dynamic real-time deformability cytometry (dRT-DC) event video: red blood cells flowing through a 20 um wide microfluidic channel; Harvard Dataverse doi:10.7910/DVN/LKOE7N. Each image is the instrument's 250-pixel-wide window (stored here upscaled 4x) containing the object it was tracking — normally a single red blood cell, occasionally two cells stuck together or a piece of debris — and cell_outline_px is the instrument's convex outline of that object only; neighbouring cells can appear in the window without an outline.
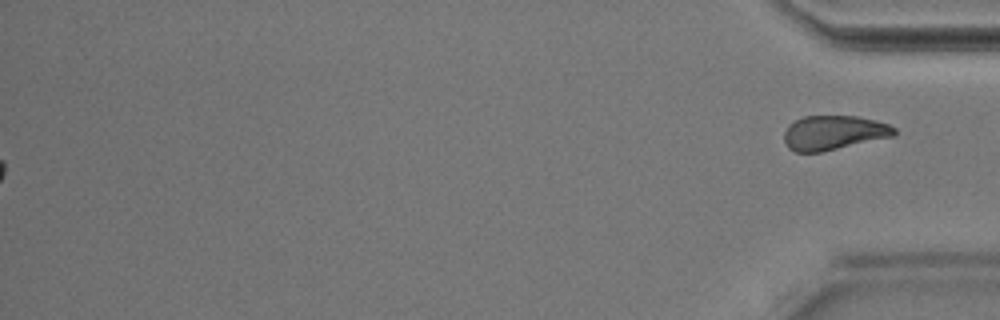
{"species": "Egyptian fruit bat (a non-hibernating species)", "species_latin": "Rousettus aegyptiacus", "temperature_condition": "room temperature", "stored_images_in_passage": 31, "segment_of_instrument_passage": [2, 2], "camera_frame_rate_fps": 3000, "um_per_image_px": 0.085, "animal": {"sex": "male"}, "frame": {"image": 1, "passage_image": 31, "time_ms": 10.0, "image_size_px": [1000, 320], "cell_outline_px": [[896, 136], [820, 152], [796, 152], [788, 148], [784, 140], [784, 132], [788, 124], [804, 116], [860, 116], [876, 120], [888, 124], [896, 128]], "centroid_in_image_um": [70.88, 11.27], "position_along_channel_um": 364.3, "area_um2": 22.25}}